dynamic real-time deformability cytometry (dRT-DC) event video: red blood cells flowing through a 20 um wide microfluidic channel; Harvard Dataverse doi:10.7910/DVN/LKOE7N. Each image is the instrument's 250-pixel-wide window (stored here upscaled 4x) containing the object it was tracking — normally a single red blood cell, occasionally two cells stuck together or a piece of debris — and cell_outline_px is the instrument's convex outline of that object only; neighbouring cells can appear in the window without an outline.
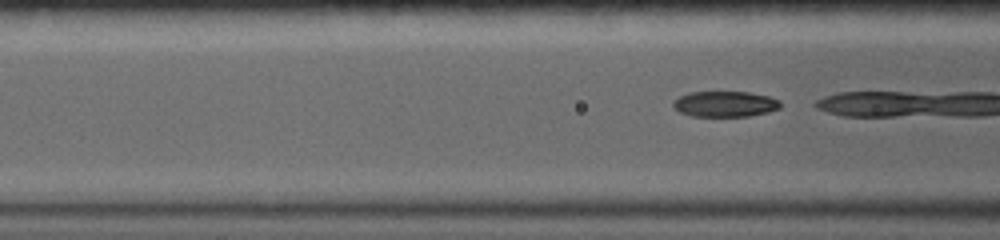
{"species": "common noctule bat (a hibernating species)", "species_latin": "Nyctalus noctula", "temperature_condition": "warm", "stored_images_in_passage": 45, "camera_frame_rate_fps": 5000, "um_per_image_px": 0.085, "animal": {"sex": "female", "body_mass_g": 19.0, "forearm_length_mm": 56.7}, "frame": {"image": 1, "passage_image": 6, "time_ms": 1.0, "image_size_px": [1000, 240], "cell_outline_px": [[780, 108], [768, 112], [748, 116], [692, 116], [680, 112], [672, 104], [680, 96], [688, 92], [748, 92], [768, 96], [780, 100]], "centroid_in_image_um": [61.65, 8.84], "position_along_channel_um": 105.0, "area_um2": 15.9}}
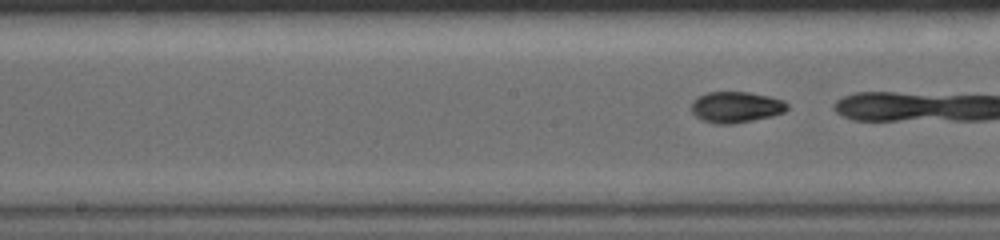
{"frame": {"image": 2, "passage_image": 17, "time_ms": 3.2, "image_size_px": [1000, 240], "cell_outline_px": [[788, 108], [784, 112], [772, 116], [732, 124], [716, 124], [704, 120], [696, 116], [692, 112], [692, 100], [696, 96], [708, 92], [748, 92], [768, 96], [784, 100], [788, 104]], "centroid_in_image_um": [62.55, 9.09], "position_along_channel_um": 185.6, "area_um2": 17.34}}